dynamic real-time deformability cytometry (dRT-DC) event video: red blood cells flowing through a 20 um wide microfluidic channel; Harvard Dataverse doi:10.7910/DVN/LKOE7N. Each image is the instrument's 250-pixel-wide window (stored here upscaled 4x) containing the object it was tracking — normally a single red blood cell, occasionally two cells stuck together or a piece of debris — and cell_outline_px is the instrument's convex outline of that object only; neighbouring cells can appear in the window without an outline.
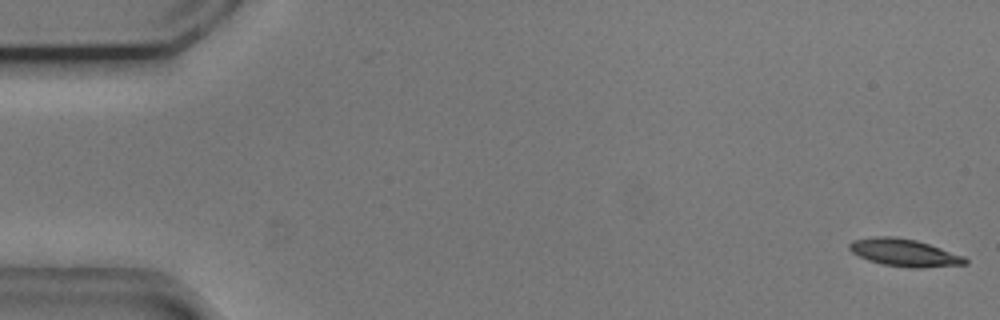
{"species": "common noctule bat (a hibernating species)", "species_latin": "Nyctalus noctula", "temperature_condition": "cold", "stored_images_in_passage": 54, "camera_frame_rate_fps": 3000, "um_per_image_px": 0.085, "animal": {"sex": "male", "body_mass_g": 20.5, "forearm_length_mm": 52.5}, "frame": {"image": 1, "passage_image": 1, "time_ms": 0.0, "image_size_px": [1000, 320], "cell_outline_px": [[968, 264], [920, 268], [912, 268], [884, 264], [868, 260], [852, 252], [848, 248], [848, 244], [852, 240], [872, 236], [896, 236], [916, 240], [964, 256], [968, 260]], "centroid_in_image_um": [76.85, 21.46], "position_along_channel_um": 8.2, "area_um2": 18.5}}
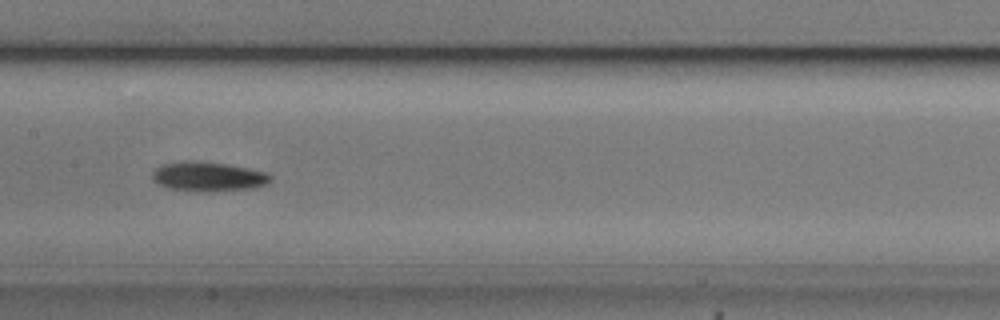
{"frame": {"image": 2, "passage_image": 27, "time_ms": 8.667, "image_size_px": [1000, 320], "cell_outline_px": [[272, 180], [256, 188], [204, 192], [196, 192], [168, 188], [152, 180], [152, 172], [156, 168], [164, 164], [184, 160], [192, 160], [224, 164], [248, 168], [264, 172], [272, 176]], "centroid_in_image_um": [17.67, 15.02], "position_along_channel_um": 189.7, "area_um2": 20.35}}
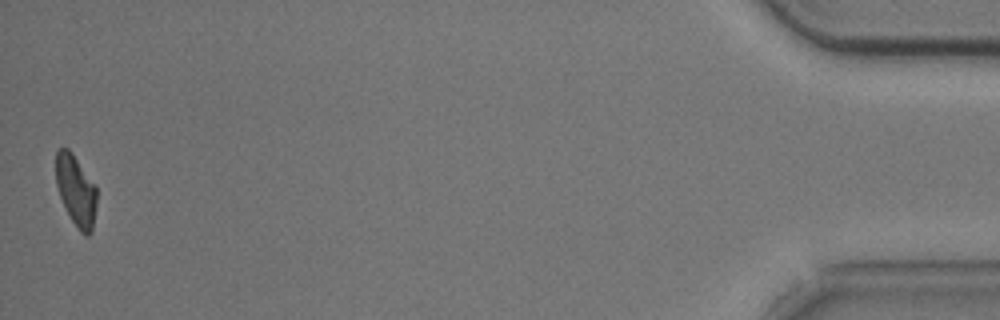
{"frame": {"image": 3, "passage_image": 54, "time_ms": 17.667, "image_size_px": [1000, 320], "cell_outline_px": [[96, 204], [92, 232], [88, 236], [84, 236], [80, 232], [72, 220], [60, 196], [56, 184], [56, 152], [60, 148], [68, 148], [72, 152], [96, 184]], "centroid_in_image_um": [6.47, 16.18], "position_along_channel_um": 428.7, "area_um2": 16.88}, "authors_computed_cell_mechanics": {"area_um2": 18.5538, "velocity_mm_per_s": 3.6943, "shape_relaxation_time_tau1_ms": 3.9259, "shape_relaxation_time_tau2_ms": 10.4166, "deformation_change_tau1": 0.1366, "deformation_change_tau2": 0.1755}}